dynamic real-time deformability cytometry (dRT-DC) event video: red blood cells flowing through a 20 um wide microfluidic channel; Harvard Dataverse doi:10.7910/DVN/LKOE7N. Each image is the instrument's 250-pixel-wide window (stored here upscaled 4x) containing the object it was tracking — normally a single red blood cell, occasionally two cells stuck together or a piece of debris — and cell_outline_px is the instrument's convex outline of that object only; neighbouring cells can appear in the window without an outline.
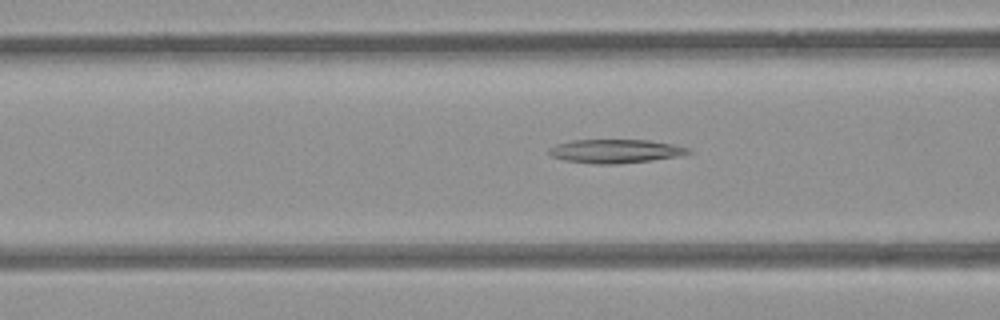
{"species": "common noctule bat (a hibernating species)", "species_latin": "Nyctalus noctula", "temperature_condition": "room temperature", "stored_images_in_passage": 44, "camera_frame_rate_fps": 3000, "um_per_image_px": 0.085, "animal": {"sex": "female", "body_mass_g": 21.9}, "frame": {"image": 1, "passage_image": 15, "time_ms": 4.667, "image_size_px": [1000, 320], "cell_outline_px": [[692, 152], [676, 156], [652, 160], [616, 164], [592, 164], [564, 160], [552, 156], [548, 152], [548, 148], [556, 144], [572, 140], [648, 140], [672, 144], [688, 148]], "centroid_in_image_um": [52.25, 12.85], "position_along_channel_um": 114.3, "area_um2": 19.13}}
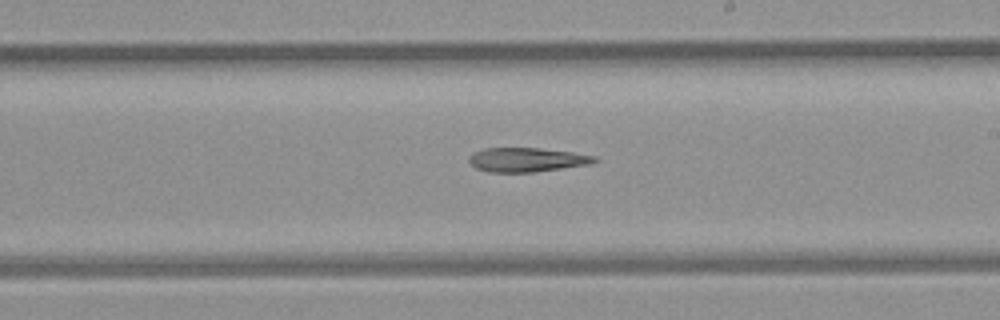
{"frame": {"image": 2, "passage_image": 25, "time_ms": 8.0, "image_size_px": [1000, 320], "cell_outline_px": [[600, 160], [592, 164], [532, 172], [488, 172], [476, 168], [468, 160], [468, 156], [472, 152], [484, 148], [540, 148], [572, 152], [596, 156]], "centroid_in_image_um": [44.78, 13.57], "position_along_channel_um": 244.2, "area_um2": 17.8}}
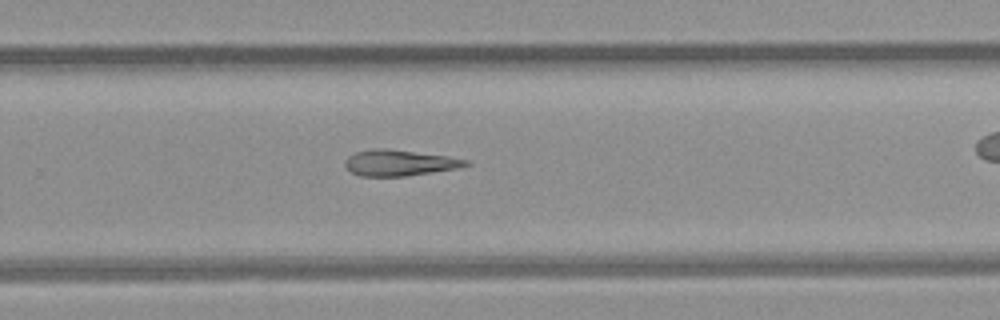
{"frame": {"image": 3, "passage_image": 29, "time_ms": 9.333, "image_size_px": [1000, 320], "cell_outline_px": [[472, 164], [460, 168], [404, 176], [360, 176], [352, 172], [344, 164], [344, 160], [348, 156], [356, 152], [372, 148], [384, 148], [448, 156], [468, 160]], "centroid_in_image_um": [33.96, 13.83], "position_along_channel_um": 295.8, "area_um2": 18.26}}